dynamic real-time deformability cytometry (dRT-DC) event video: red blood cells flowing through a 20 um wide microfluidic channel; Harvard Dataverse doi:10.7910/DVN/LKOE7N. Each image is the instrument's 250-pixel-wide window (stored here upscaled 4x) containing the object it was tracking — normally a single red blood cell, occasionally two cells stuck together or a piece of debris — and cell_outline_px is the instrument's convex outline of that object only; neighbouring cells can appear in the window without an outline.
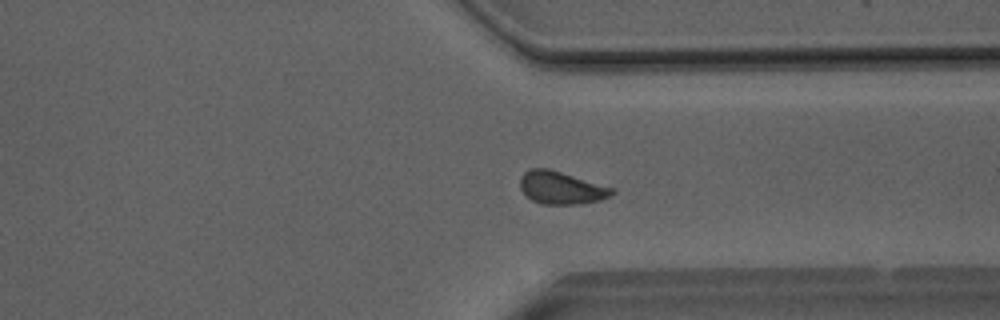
{"species": "Egyptian fruit bat (a non-hibernating species)", "species_latin": "Rousettus aegyptiacus", "temperature_condition": "room temperature", "stored_images_in_passage": 46, "camera_frame_rate_fps": 3000, "um_per_image_px": 0.085, "animal": {"sex": "male"}, "frame": {"image": 1, "passage_image": 33, "time_ms": 10.667, "image_size_px": [1000, 320], "cell_outline_px": [[616, 192], [600, 200], [576, 204], [544, 204], [532, 200], [520, 188], [520, 176], [524, 172], [532, 168], [548, 168], [616, 188]], "centroid_in_image_um": [47.72, 15.95], "position_along_channel_um": 363.7, "area_um2": 17.46}}
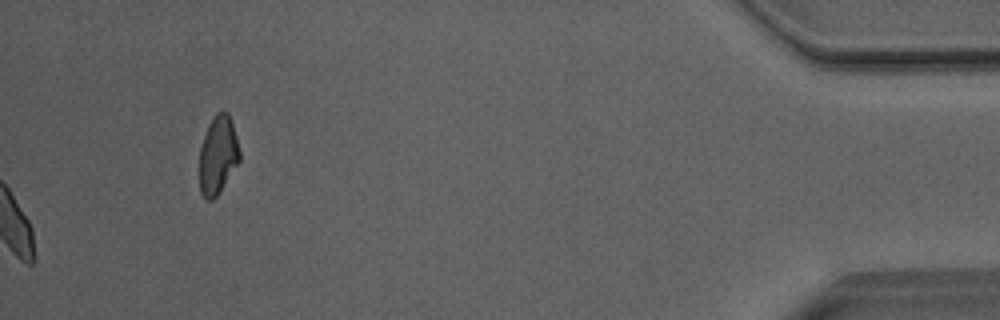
{"frame": {"image": 2, "passage_image": 46, "time_ms": 15.0, "image_size_px": [1000, 320], "cell_outline_px": [[240, 160], [216, 196], [212, 200], [208, 200], [200, 192], [200, 148], [208, 124], [216, 112], [228, 112], [236, 136], [240, 152]], "centroid_in_image_um": [18.52, 13.16], "position_along_channel_um": 416.7, "area_um2": 17.98}, "authors_computed_cell_mechanics": {"area_um2": 17.5134, "velocity_mm_per_s": 4.0531, "shape_relaxation_time_tau1_ms": 6.4913, "shape_relaxation_time_tau2_ms": null, "deformation_change_tau1": 0.1001, "deformation_change_tau2": null}}